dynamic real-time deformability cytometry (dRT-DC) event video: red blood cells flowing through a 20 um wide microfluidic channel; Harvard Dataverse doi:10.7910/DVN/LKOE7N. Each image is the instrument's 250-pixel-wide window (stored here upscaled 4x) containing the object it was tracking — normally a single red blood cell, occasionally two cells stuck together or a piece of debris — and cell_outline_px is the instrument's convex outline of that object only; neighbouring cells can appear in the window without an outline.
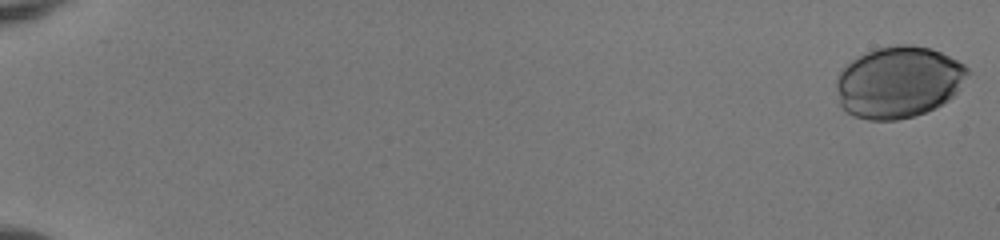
{"species": "human", "species_latin": "Homo sapiens", "temperature_condition": "room temperature", "stored_images_in_passage": 47, "camera_frame_rate_fps": 3000, "um_per_image_px": 0.085, "donor": {"sex": "female"}, "frame": {"image": 1, "passage_image": 1, "time_ms": 0.0, "image_size_px": [1000, 240], "cell_outline_px": [[972, 72], [956, 92], [948, 100], [936, 108], [912, 116], [896, 120], [868, 120], [852, 116], [840, 108], [836, 88], [836, 80], [840, 72], [856, 56], [876, 48], [896, 44], [912, 44], [932, 48], [964, 64]], "centroid_in_image_um": [76.37, 6.98], "position_along_channel_um": 8.6, "area_um2": 55.2}}
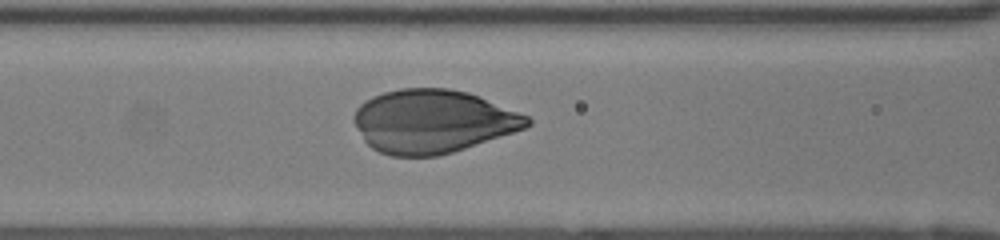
{"frame": {"image": 2, "passage_image": 26, "time_ms": 8.333, "image_size_px": [1000, 240], "cell_outline_px": [[532, 124], [524, 128], [452, 152], [436, 156], [392, 156], [380, 152], [372, 148], [364, 140], [352, 120], [352, 116], [356, 108], [360, 104], [372, 96], [384, 92], [400, 88], [448, 88], [468, 92], [528, 116], [532, 120]], "centroid_in_image_um": [36.74, 10.3], "position_along_channel_um": 129.9, "area_um2": 63.58}}
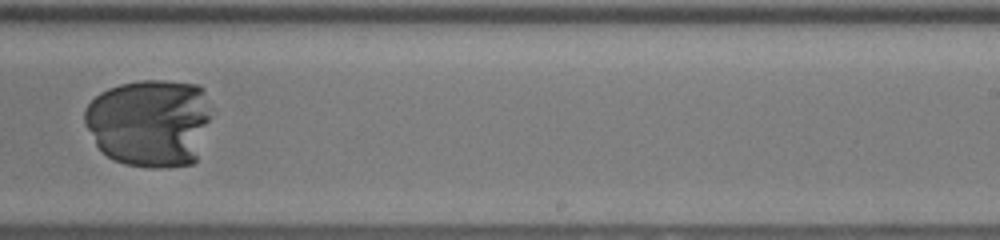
{"frame": {"image": 3, "passage_image": 37, "time_ms": 12.0, "image_size_px": [1000, 240], "cell_outline_px": [[208, 120], [196, 160], [192, 164], [160, 168], [152, 168], [124, 164], [112, 160], [96, 144], [84, 124], [84, 108], [100, 92], [108, 88], [120, 84], [140, 80], [164, 80], [200, 84], [204, 88], [208, 116]], "centroid_in_image_um": [12.68, 10.42], "position_along_channel_um": 276.3, "area_um2": 65.03}}